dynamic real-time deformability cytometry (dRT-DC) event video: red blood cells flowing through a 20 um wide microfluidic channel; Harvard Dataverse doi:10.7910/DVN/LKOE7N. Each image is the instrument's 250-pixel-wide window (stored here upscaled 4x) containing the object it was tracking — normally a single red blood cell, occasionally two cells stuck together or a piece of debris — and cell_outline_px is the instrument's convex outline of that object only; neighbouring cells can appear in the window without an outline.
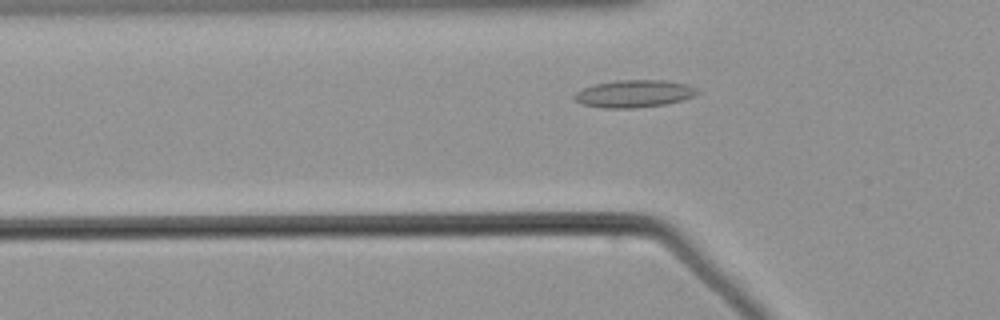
{"species": "common noctule bat (a hibernating species)", "species_latin": "Nyctalus noctula", "temperature_condition": "warm", "stored_images_in_passage": 41, "camera_frame_rate_fps": 3000, "um_per_image_px": 0.085, "animal": {"sex": "male", "body_mass_g": 21.5, "forearm_length_mm": 52.0}, "frame": {"image": 1, "passage_image": 4, "time_ms": 1.0, "image_size_px": [1000, 320], "cell_outline_px": [[700, 92], [692, 96], [680, 100], [664, 104], [636, 108], [604, 108], [580, 104], [572, 96], [576, 92], [592, 84], [616, 80], [664, 80], [688, 84], [700, 88]], "centroid_in_image_um": [53.89, 7.95], "position_along_channel_um": 71.9, "area_um2": 19.77}}
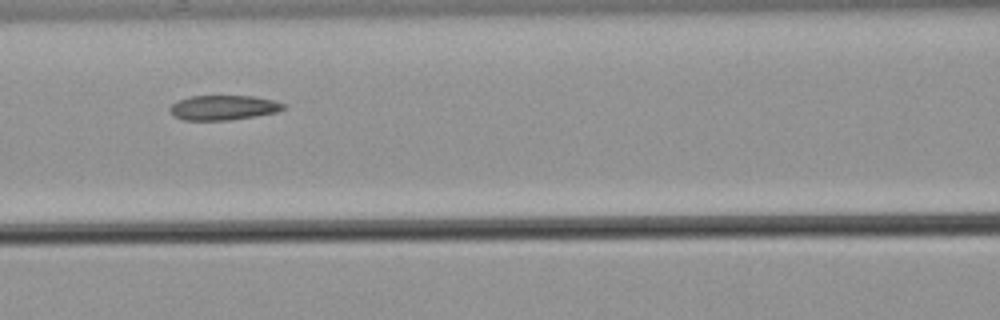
{"frame": {"image": 2, "passage_image": 10, "time_ms": 3.0, "image_size_px": [1000, 320], "cell_outline_px": [[284, 108], [276, 112], [228, 120], [184, 120], [176, 116], [168, 108], [172, 104], [180, 100], [192, 96], [252, 96], [272, 100], [284, 104]], "centroid_in_image_um": [18.97, 9.14], "position_along_channel_um": 147.6, "area_um2": 15.95}}
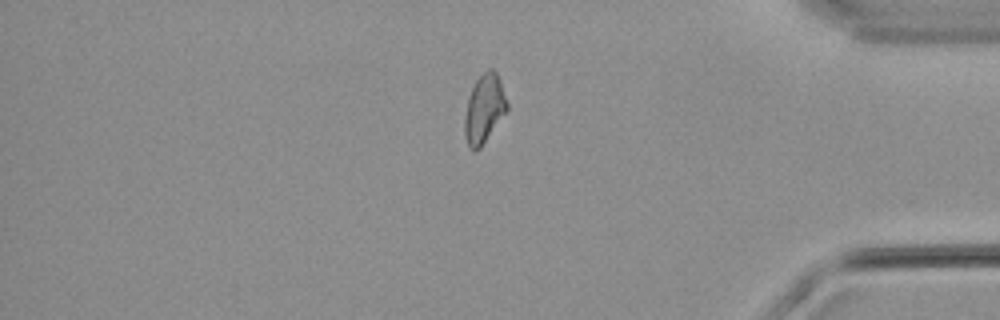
{"frame": {"image": 3, "passage_image": 32, "time_ms": 10.333, "image_size_px": [1000, 320], "cell_outline_px": [[508, 108], [480, 148], [472, 152], [468, 148], [464, 136], [464, 116], [468, 100], [472, 88], [476, 80], [488, 68], [492, 68], [496, 72], [500, 80], [508, 104]], "centroid_in_image_um": [41.13, 9.27], "position_along_channel_um": 394.1, "area_um2": 16.82}}